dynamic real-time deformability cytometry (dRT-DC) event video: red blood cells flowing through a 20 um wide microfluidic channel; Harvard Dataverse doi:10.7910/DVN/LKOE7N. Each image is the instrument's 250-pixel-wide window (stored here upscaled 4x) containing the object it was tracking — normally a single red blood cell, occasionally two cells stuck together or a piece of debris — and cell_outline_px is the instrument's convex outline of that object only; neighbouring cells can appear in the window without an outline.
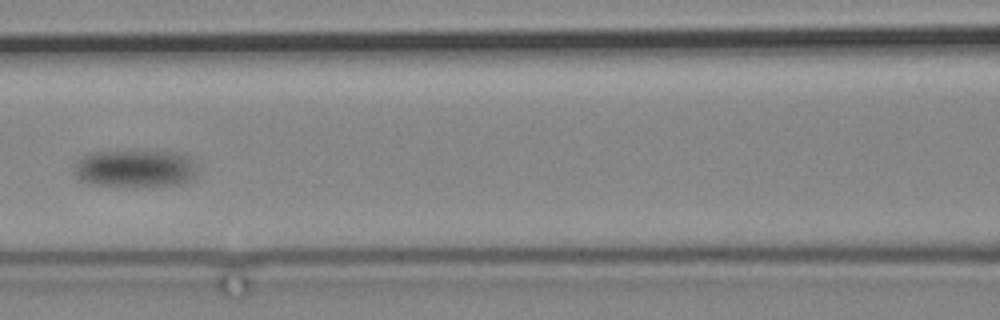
{"species": "common noctule bat (a hibernating species)", "species_latin": "Nyctalus noctula", "temperature_condition": "cold", "stored_images_in_passage": 7, "camera_frame_rate_fps": 3000, "um_per_image_px": 0.085, "animal": {"sex": "male", "body_mass_g": 19.2, "forearm_length_mm": 51.8}, "frame": {"image": 1, "passage_image": 6, "time_ms": 6.667, "image_size_px": [1000, 320], "cell_outline_px": [[196, 172], [188, 180], [180, 184], [152, 188], [92, 184], [80, 180], [76, 176], [76, 164], [84, 156], [92, 152], [172, 152], [184, 156], [188, 160]], "centroid_in_image_um": [11.44, 14.37], "position_along_channel_um": 155.2, "area_um2": 26.36}}